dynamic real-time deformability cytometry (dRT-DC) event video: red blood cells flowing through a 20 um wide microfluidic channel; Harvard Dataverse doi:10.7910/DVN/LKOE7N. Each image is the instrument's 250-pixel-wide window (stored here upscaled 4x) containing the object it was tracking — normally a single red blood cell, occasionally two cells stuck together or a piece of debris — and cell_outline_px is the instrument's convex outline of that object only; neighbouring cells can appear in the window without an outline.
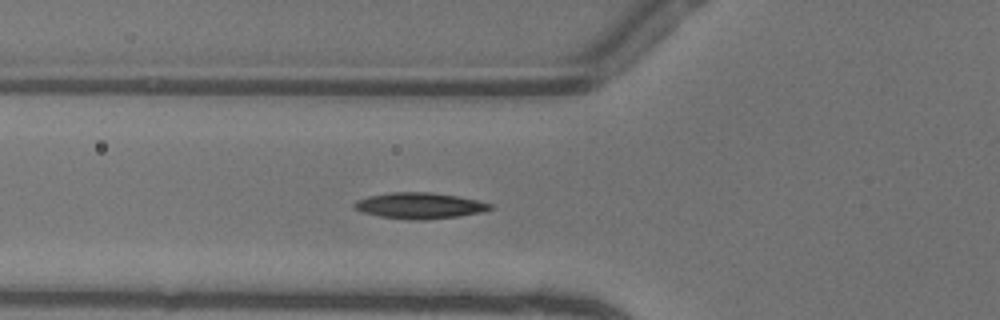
{"species": "common noctule bat (a hibernating species)", "species_latin": "Nyctalus noctula", "temperature_condition": "warm", "stored_images_in_passage": 35, "camera_frame_rate_fps": 3000, "um_per_image_px": 0.085, "animal": {"sex": "female"}, "frame": {"image": 1, "passage_image": 2, "time_ms": 0.333, "image_size_px": [1000, 320], "cell_outline_px": [[496, 208], [480, 212], [456, 216], [424, 220], [408, 220], [380, 216], [360, 212], [352, 208], [352, 204], [356, 200], [368, 196], [392, 192], [432, 192], [456, 196], [476, 200], [492, 204]], "centroid_in_image_um": [35.61, 17.48], "position_along_channel_um": 90.2, "area_um2": 20.69}}
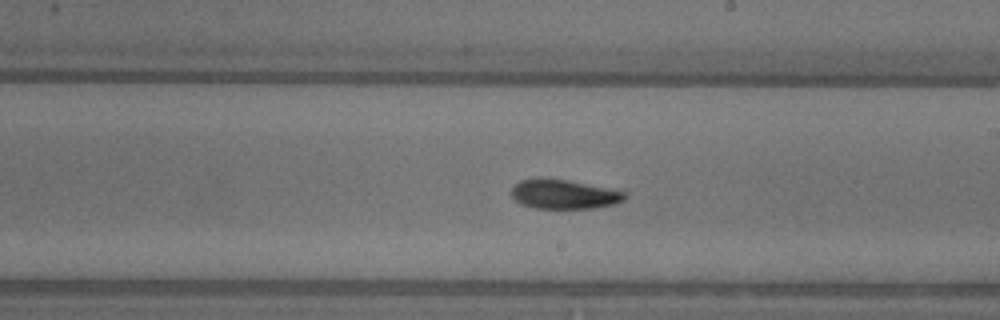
{"frame": {"image": 2, "passage_image": 13, "time_ms": 4.0, "image_size_px": [1000, 320], "cell_outline_px": [[628, 196], [624, 200], [616, 204], [596, 208], [532, 208], [520, 204], [512, 196], [512, 188], [520, 180], [540, 176], [568, 180], [608, 188], [624, 192]], "centroid_in_image_um": [47.92, 16.5], "position_along_channel_um": 241.1, "area_um2": 19.65}}
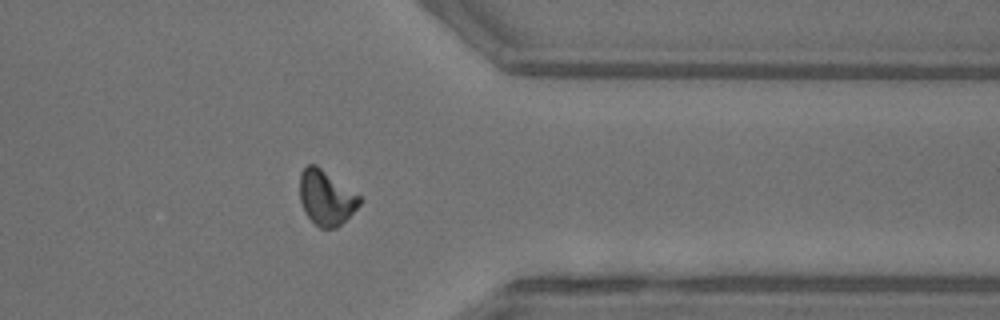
{"frame": {"image": 3, "passage_image": 24, "time_ms": 7.667, "image_size_px": [1000, 320], "cell_outline_px": [[360, 204], [336, 228], [320, 228], [308, 216], [300, 200], [300, 172], [308, 164], [316, 164], [360, 196]], "centroid_in_image_um": [27.7, 16.78], "position_along_channel_um": 383.7, "area_um2": 18.67}}